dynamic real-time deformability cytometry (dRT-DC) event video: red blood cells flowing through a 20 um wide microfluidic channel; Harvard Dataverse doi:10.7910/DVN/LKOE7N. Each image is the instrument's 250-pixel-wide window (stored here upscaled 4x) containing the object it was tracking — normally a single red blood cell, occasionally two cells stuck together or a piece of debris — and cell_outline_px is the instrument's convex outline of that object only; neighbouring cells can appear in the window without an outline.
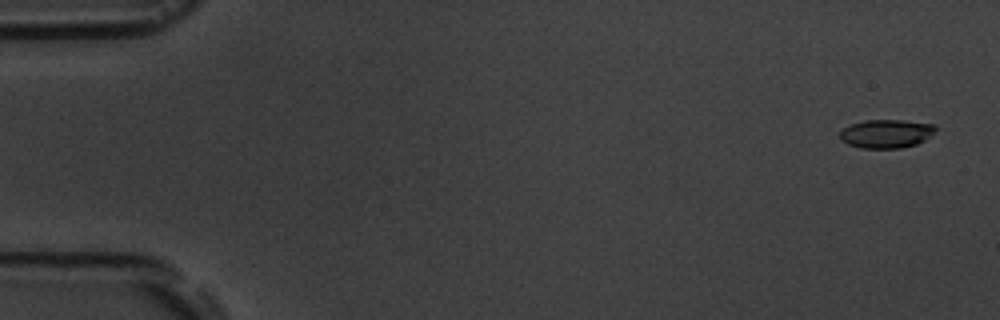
{"species": "common noctule bat (a hibernating species)", "species_latin": "Nyctalus noctula", "temperature_condition": "room temperature", "stored_images_in_passage": 5, "camera_frame_rate_fps": 3000, "um_per_image_px": 0.085, "animal": {"sex": "male", "body_mass_g": 19.5, "forearm_length_mm": 54.6}, "frame": {"image": 1, "passage_image": 1, "time_ms": 0.0, "image_size_px": [1000, 320], "cell_outline_px": [[936, 128], [924, 140], [916, 144], [900, 148], [860, 148], [848, 144], [840, 140], [840, 132], [844, 128], [852, 124], [864, 120], [904, 120], [936, 124]], "centroid_in_image_um": [75.31, 11.36], "position_along_channel_um": 9.7, "area_um2": 15.84}}
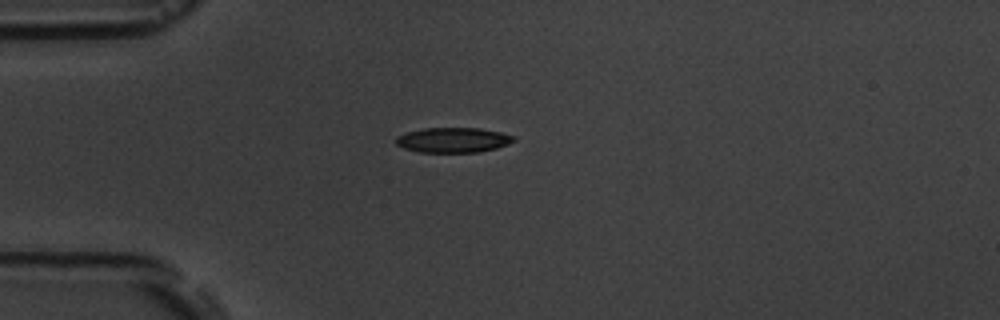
{"frame": {"image": 2, "passage_image": 5, "time_ms": 4.333, "image_size_px": [1000, 320], "cell_outline_px": [[516, 140], [508, 144], [496, 148], [480, 152], [420, 152], [404, 148], [396, 144], [396, 136], [408, 132], [424, 128], [480, 128], [500, 132], [516, 136]], "centroid_in_image_um": [38.54, 11.9], "position_along_channel_um": 46.5, "area_um2": 17.17}}